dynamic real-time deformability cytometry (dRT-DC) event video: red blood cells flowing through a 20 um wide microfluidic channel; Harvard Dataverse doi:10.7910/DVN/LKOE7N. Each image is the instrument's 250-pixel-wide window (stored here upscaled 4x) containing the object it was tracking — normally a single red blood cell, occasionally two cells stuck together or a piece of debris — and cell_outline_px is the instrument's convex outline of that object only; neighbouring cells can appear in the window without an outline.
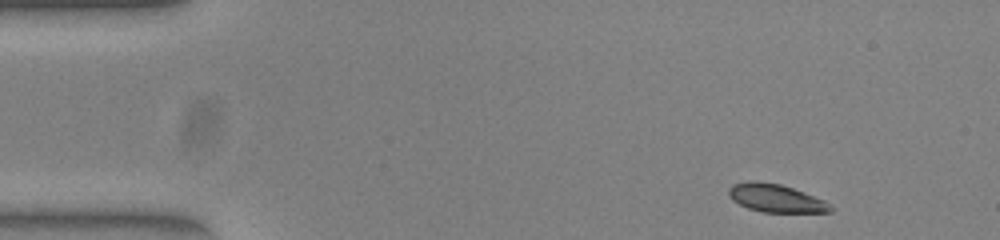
{"species": "common noctule bat (a hibernating species)", "species_latin": "Nyctalus noctula", "temperature_condition": "warm", "stored_images_in_passage": 48, "camera_frame_rate_fps": 3000, "um_per_image_px": 0.085, "animal": {"sex": "female", "body_mass_g": 23.0, "forearm_length_mm": 53.4}, "frame": {"image": 1, "passage_image": 1, "time_ms": 0.0, "image_size_px": [1000, 240], "cell_outline_px": [[832, 212], [764, 212], [748, 208], [732, 200], [728, 196], [728, 188], [732, 184], [748, 180], [756, 180], [780, 184], [804, 192], [824, 200], [832, 204]], "centroid_in_image_um": [65.92, 16.83], "position_along_channel_um": 19.1, "area_um2": 16.76}}
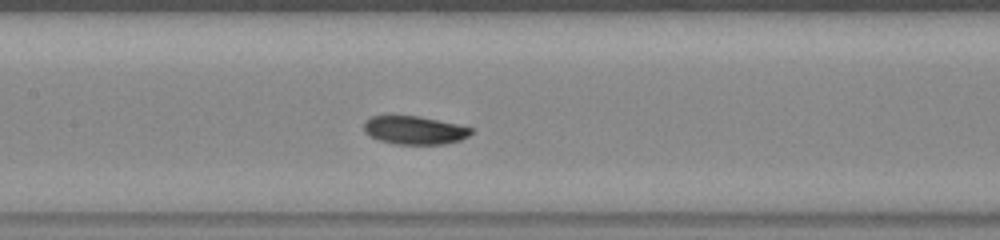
{"frame": {"image": 2, "passage_image": 20, "time_ms": 6.333, "image_size_px": [1000, 240], "cell_outline_px": [[472, 132], [468, 136], [460, 140], [444, 144], [396, 144], [380, 140], [368, 136], [364, 132], [364, 120], [372, 116], [416, 116], [460, 124], [472, 128]], "centroid_in_image_um": [35.22, 11.07], "position_along_channel_um": 172.2, "area_um2": 17.69}}
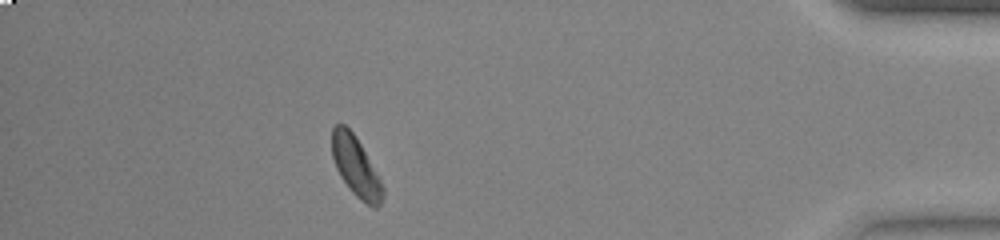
{"frame": {"image": 3, "passage_image": 42, "time_ms": 13.667, "image_size_px": [1000, 240], "cell_outline_px": [[384, 196], [380, 204], [376, 208], [372, 208], [360, 200], [348, 188], [340, 176], [336, 168], [332, 156], [332, 128], [336, 124], [344, 124], [356, 136], [380, 180], [384, 188]], "centroid_in_image_um": [30.24, 14.19], "position_along_channel_um": 405.0, "area_um2": 17.63}, "authors_computed_cell_mechanics": {"area_um2": 17.918, "velocity_mm_per_s": 3.8788, "shape_relaxation_time_tau1_ms": 2.5412, "shape_relaxation_time_tau2_ms": null, "deformation_change_tau1": 0.1082, "deformation_change_tau2": null}}